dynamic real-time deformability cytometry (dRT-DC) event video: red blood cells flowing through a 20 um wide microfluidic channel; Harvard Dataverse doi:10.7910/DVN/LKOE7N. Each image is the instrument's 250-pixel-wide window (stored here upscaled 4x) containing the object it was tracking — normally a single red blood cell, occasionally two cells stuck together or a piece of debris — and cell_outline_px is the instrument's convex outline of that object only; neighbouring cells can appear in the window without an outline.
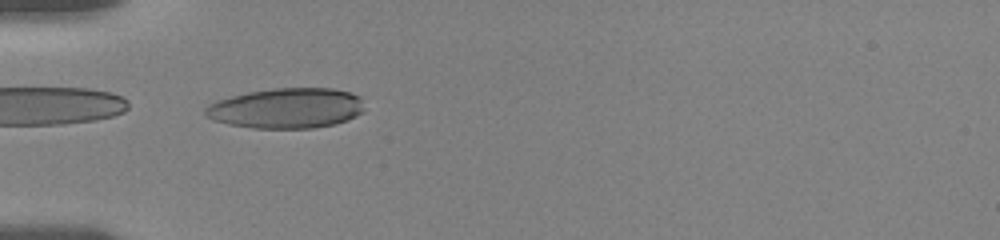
{"species": "human", "species_latin": "Homo sapiens", "temperature_condition": "room temperature", "stored_images_in_passage": 39, "camera_frame_rate_fps": 3000, "um_per_image_px": 0.085, "donor": {"sex": "female"}, "frame": {"image": 1, "passage_image": 1, "time_ms": 0.0, "image_size_px": [1000, 240], "cell_outline_px": [[364, 112], [348, 120], [336, 124], [312, 128], [252, 128], [228, 124], [212, 120], [204, 116], [204, 108], [208, 104], [216, 100], [248, 92], [276, 88], [332, 88], [348, 92], [360, 96], [364, 108]], "centroid_in_image_um": [24.34, 9.2], "position_along_channel_um": 60.7, "area_um2": 37.63}}
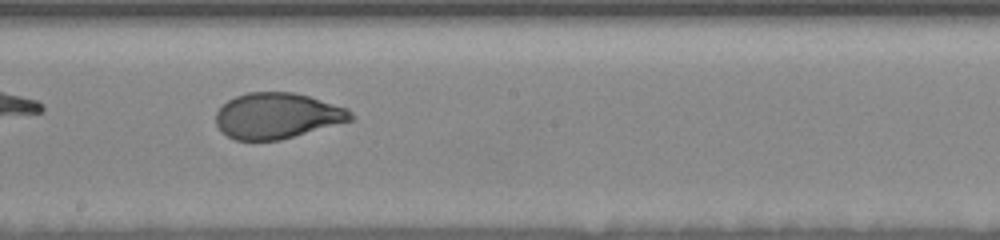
{"frame": {"image": 2, "passage_image": 15, "time_ms": 4.667, "image_size_px": [1000, 240], "cell_outline_px": [[356, 116], [352, 120], [280, 140], [236, 140], [220, 132], [216, 124], [216, 112], [228, 100], [236, 96], [248, 92], [292, 92], [308, 96], [348, 108]], "centroid_in_image_um": [23.56, 9.84], "position_along_channel_um": 224.6, "area_um2": 35.89}}
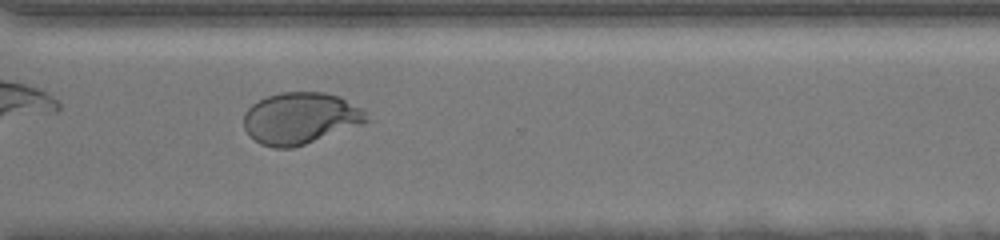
{"frame": {"image": 3, "passage_image": 25, "time_ms": 8.0, "image_size_px": [1000, 240], "cell_outline_px": [[368, 120], [364, 124], [292, 148], [276, 148], [260, 144], [244, 128], [244, 112], [252, 104], [268, 96], [280, 92], [324, 92], [340, 96], [364, 108], [368, 112]], "centroid_in_image_um": [25.58, 10.04], "position_along_channel_um": 345.0, "area_um2": 37.05}, "authors_computed_cell_mechanics": {"area_um2": 36.9342, "velocity_mm_per_s": 3.6203, "shape_relaxation_time_tau1_ms": 4.0852, "shape_relaxation_time_tau2_ms": null, "deformation_change_tau1": 0.2003, "deformation_change_tau2": null}}